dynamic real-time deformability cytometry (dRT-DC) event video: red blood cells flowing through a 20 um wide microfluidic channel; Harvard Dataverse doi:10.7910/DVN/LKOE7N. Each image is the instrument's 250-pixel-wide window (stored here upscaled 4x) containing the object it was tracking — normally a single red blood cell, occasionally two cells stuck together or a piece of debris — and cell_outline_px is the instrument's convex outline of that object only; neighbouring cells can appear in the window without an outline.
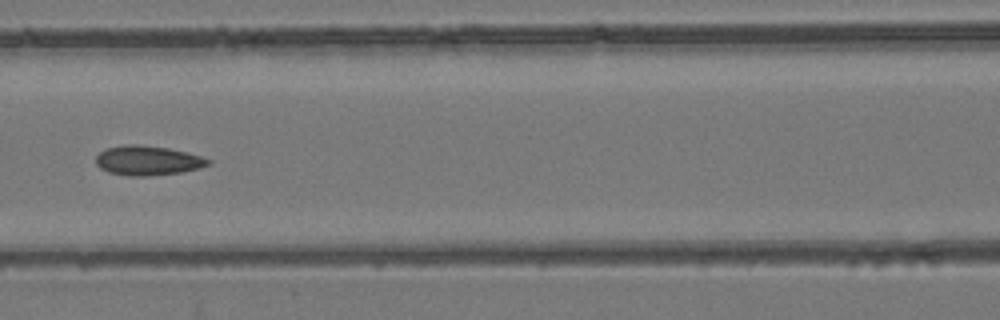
{"species": "common noctule bat (a hibernating species)", "species_latin": "Nyctalus noctula", "temperature_condition": "room temperature", "stored_images_in_passage": 8, "camera_frame_rate_fps": 3000, "um_per_image_px": 0.085, "animal": {"sex": "female", "body_mass_g": 24.6, "forearm_length_mm": 56.2}, "frame": {"image": 1, "passage_image": 7, "time_ms": 2.0, "image_size_px": [1000, 320], "cell_outline_px": [[212, 164], [200, 168], [180, 172], [144, 176], [132, 176], [108, 172], [100, 168], [96, 164], [96, 156], [100, 152], [108, 148], [124, 144], [140, 144], [168, 148], [188, 152], [212, 160]], "centroid_in_image_um": [12.58, 13.63], "position_along_channel_um": 154.0, "area_um2": 19.36}}
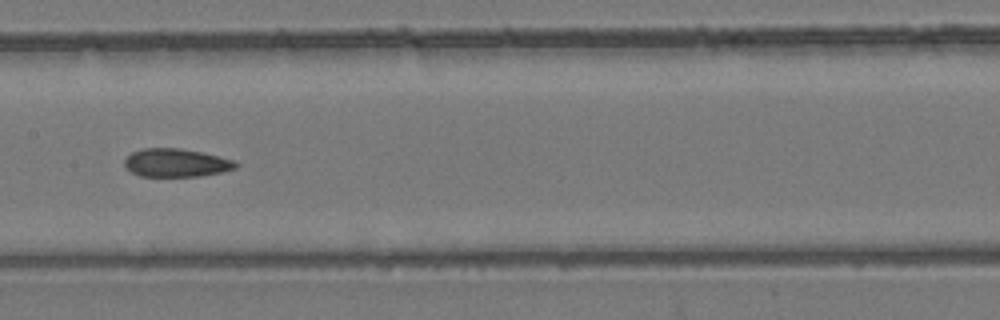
{"frame": {"image": 2, "passage_image": 8, "time_ms": 2.333, "image_size_px": [1000, 320], "cell_outline_px": [[240, 164], [236, 168], [220, 172], [200, 176], [140, 176], [132, 172], [124, 164], [124, 160], [132, 152], [144, 148], [180, 148], [200, 152], [232, 160]], "centroid_in_image_um": [14.96, 13.84], "position_along_channel_um": 192.4, "area_um2": 18.03}}